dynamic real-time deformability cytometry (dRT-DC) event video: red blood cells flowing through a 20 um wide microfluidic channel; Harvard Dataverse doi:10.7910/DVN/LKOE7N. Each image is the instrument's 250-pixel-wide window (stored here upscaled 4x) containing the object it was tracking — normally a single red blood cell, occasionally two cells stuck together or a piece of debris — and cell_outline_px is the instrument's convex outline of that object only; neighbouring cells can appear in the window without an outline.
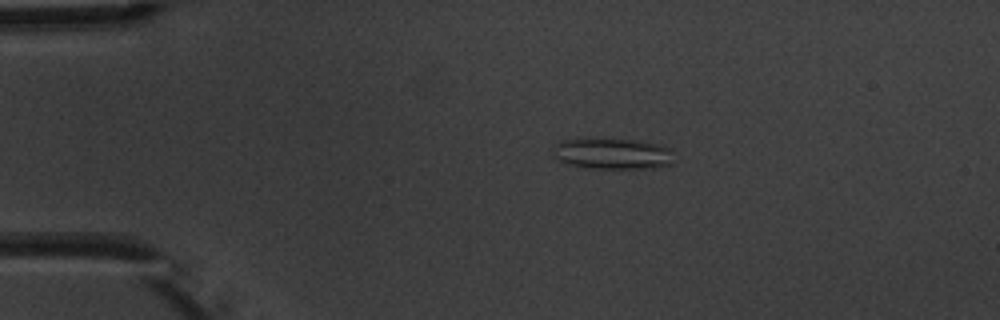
{"species": "common noctule bat (a hibernating species)", "species_latin": "Nyctalus noctula", "temperature_condition": "warm", "stored_images_in_passage": 6, "camera_frame_rate_fps": 3000, "um_per_image_px": 0.085, "animal": {"sex": "male", "body_mass_g": 20.1, "forearm_length_mm": 53.5}, "frame": {"image": 1, "passage_image": 3, "time_ms": 2.333, "image_size_px": [1000, 320], "cell_outline_px": [[672, 164], [656, 168], [580, 168], [568, 164], [548, 156], [552, 144], [560, 140], [636, 140], [660, 144], [672, 148]], "centroid_in_image_um": [51.98, 13.08], "position_along_channel_um": 33.0, "area_um2": 22.25}}
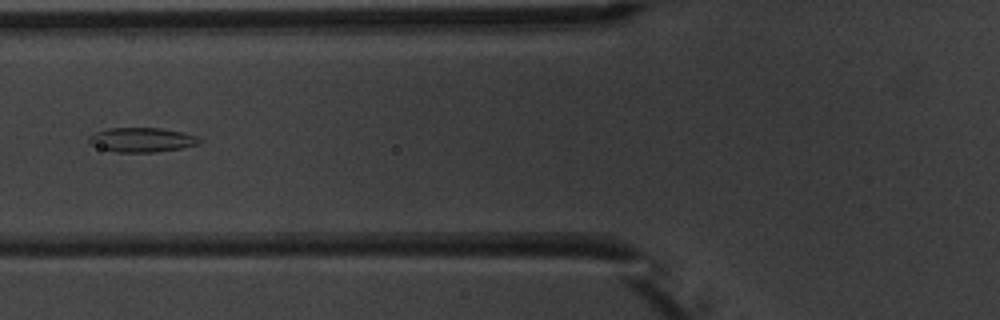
{"frame": {"image": 2, "passage_image": 5, "time_ms": 5.667, "image_size_px": [1000, 320], "cell_outline_px": [[204, 140], [200, 144], [180, 148], [156, 152], [116, 152], [100, 148], [92, 144], [88, 140], [88, 136], [96, 132], [108, 128], [160, 128], [180, 132], [196, 136]], "centroid_in_image_um": [12.07, 11.88], "position_along_channel_um": 113.7, "area_um2": 15.66}}
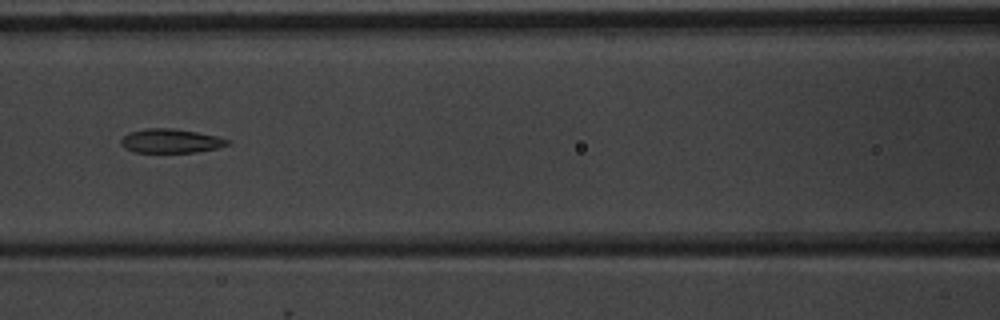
{"frame": {"image": 3, "passage_image": 6, "time_ms": 6.667, "image_size_px": [1000, 320], "cell_outline_px": [[232, 144], [216, 148], [196, 152], [132, 152], [124, 148], [120, 144], [120, 140], [128, 132], [144, 128], [172, 128], [220, 136], [232, 140]], "centroid_in_image_um": [14.53, 11.97], "position_along_channel_um": 152.1, "area_um2": 15.2}}